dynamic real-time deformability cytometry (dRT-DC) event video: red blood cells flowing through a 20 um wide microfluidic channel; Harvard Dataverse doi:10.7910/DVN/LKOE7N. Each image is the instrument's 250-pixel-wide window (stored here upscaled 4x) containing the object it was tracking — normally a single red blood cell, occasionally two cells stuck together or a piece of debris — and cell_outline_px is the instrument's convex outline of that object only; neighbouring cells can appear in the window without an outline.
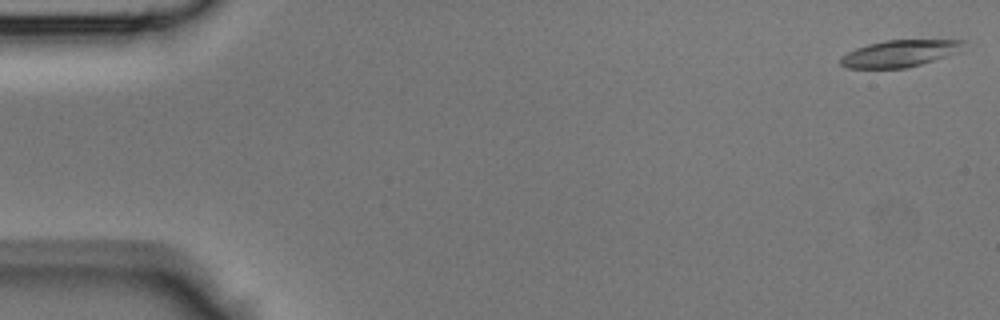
{"species": "Egyptian fruit bat (a non-hibernating species)", "species_latin": "Rousettus aegyptiacus", "temperature_condition": "room temperature", "stored_images_in_passage": 44, "segment_of_instrument_passage": [1, 2], "camera_frame_rate_fps": 3000, "um_per_image_px": 0.085, "animal": {"sex": "male"}, "frame": {"image": 1, "passage_image": 1, "time_ms": 0.0, "image_size_px": [1000, 320], "cell_outline_px": [[964, 40], [960, 52], [908, 68], [848, 68], [840, 64], [840, 56], [856, 48], [868, 44], [884, 40]], "centroid_in_image_um": [76.45, 4.55], "position_along_channel_um": 8.6, "area_um2": 19.19}}
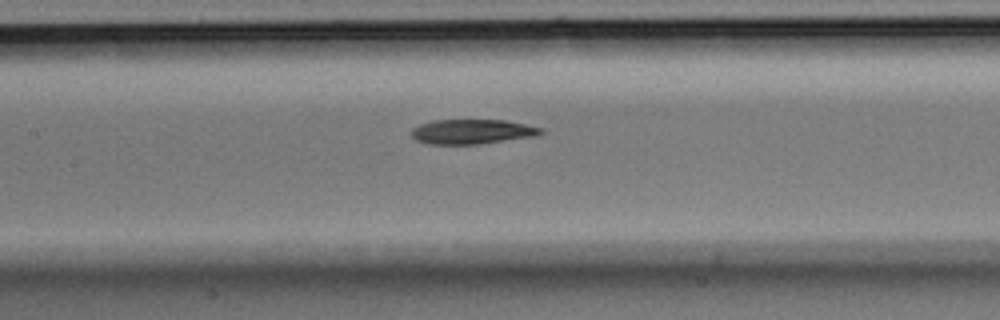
{"frame": {"image": 2, "passage_image": 20, "time_ms": 6.333, "image_size_px": [1000, 320], "cell_outline_px": [[544, 132], [540, 136], [480, 144], [428, 144], [416, 140], [408, 132], [412, 128], [420, 124], [432, 120], [504, 120], [544, 128]], "centroid_in_image_um": [40.15, 11.19], "position_along_channel_um": 167.3, "area_um2": 18.96}}
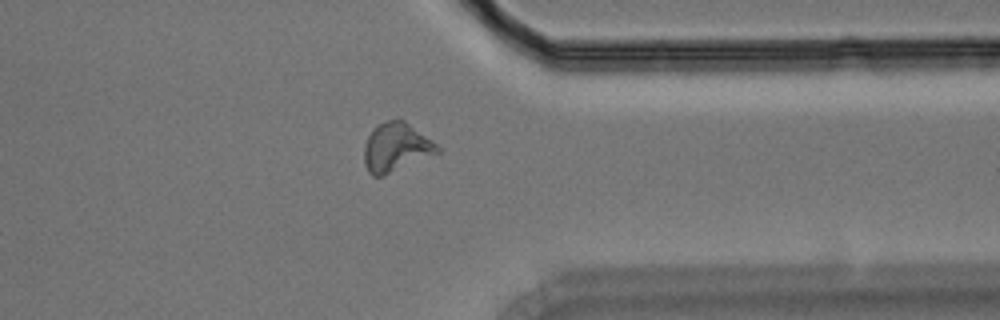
{"frame": {"image": 3, "passage_image": 34, "time_ms": 11.0, "image_size_px": [1000, 320], "cell_outline_px": [[440, 152], [384, 176], [372, 176], [368, 172], [364, 164], [364, 144], [372, 128], [376, 124], [396, 116], [404, 120], [436, 144], [440, 148]], "centroid_in_image_um": [33.62, 12.5], "position_along_channel_um": 377.8, "area_um2": 21.1}}